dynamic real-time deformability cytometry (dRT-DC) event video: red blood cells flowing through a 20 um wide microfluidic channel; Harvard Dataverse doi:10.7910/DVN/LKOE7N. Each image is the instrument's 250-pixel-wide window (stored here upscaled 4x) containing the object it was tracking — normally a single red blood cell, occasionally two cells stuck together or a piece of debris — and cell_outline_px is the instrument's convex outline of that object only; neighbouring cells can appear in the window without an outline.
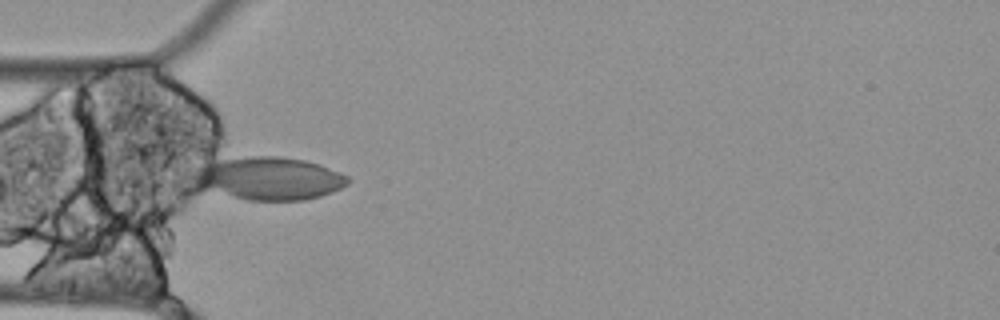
{"species": "Egyptian fruit bat (a non-hibernating species)", "species_latin": "Rousettus aegyptiacus", "temperature_condition": "cold", "stored_images_in_passage": 15, "camera_frame_rate_fps": 3000, "um_per_image_px": 0.085, "animal": {"sex": "female"}, "frame": {"image": 1, "passage_image": 1, "time_ms": 0.0, "image_size_px": [1000, 320], "cell_outline_px": [[348, 184], [332, 192], [320, 196], [304, 200], [248, 200], [196, 188], [172, 176], [172, 172], [200, 164], [224, 160], [252, 156], [280, 156], [304, 160], [320, 164], [340, 172], [348, 176]], "centroid_in_image_um": [22.46, 15.15], "position_along_channel_um": 62.5, "area_um2": 40.75}}